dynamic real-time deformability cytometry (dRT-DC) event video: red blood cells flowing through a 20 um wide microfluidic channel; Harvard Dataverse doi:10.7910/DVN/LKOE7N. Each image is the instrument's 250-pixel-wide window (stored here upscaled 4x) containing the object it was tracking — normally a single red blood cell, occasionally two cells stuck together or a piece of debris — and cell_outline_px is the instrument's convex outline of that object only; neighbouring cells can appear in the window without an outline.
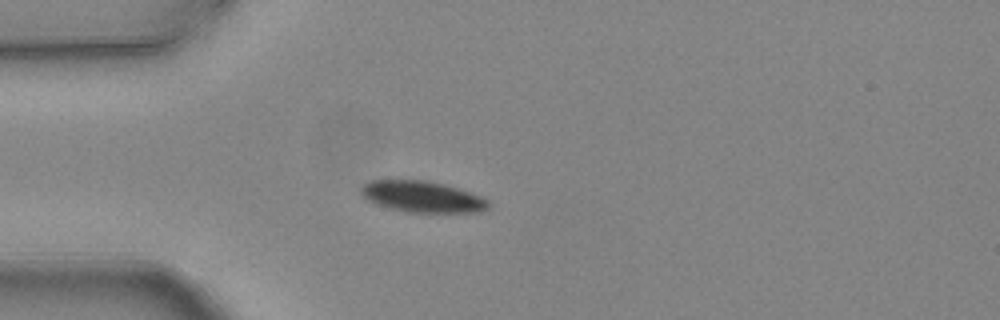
{"species": "common noctule bat (a hibernating species)", "species_latin": "Nyctalus noctula", "temperature_condition": "warm", "stored_images_in_passage": 3, "camera_frame_rate_fps": 3000, "um_per_image_px": 0.085, "animal": {"sex": "female", "body_mass_g": 24.6, "forearm_length_mm": 56.2}, "frame": {"image": 1, "passage_image": 3, "time_ms": 0.667, "image_size_px": [1000, 320], "cell_outline_px": [[488, 208], [480, 212], [408, 212], [376, 204], [368, 200], [360, 192], [360, 188], [364, 184], [372, 180], [428, 180], [444, 184], [480, 196], [488, 200]], "centroid_in_image_um": [35.88, 16.71], "position_along_channel_um": 49.1, "area_um2": 22.89}}